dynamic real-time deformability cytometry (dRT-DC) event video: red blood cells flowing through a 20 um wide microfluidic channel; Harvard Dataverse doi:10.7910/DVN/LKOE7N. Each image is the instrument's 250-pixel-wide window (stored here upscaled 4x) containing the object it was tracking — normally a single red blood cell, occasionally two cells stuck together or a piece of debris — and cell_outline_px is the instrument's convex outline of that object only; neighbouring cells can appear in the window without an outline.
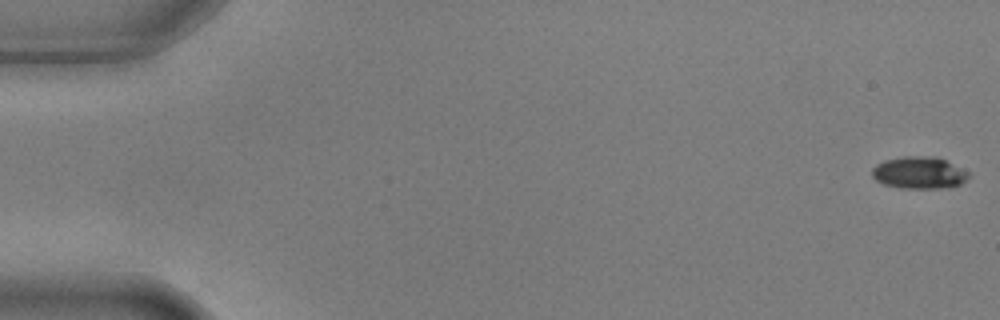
{"species": "common noctule bat (a hibernating species)", "species_latin": "Nyctalus noctula", "temperature_condition": "warm", "stored_images_in_passage": 9, "camera_frame_rate_fps": 3000, "um_per_image_px": 0.085, "animal": {"sex": "male", "body_mass_g": 17.9, "forearm_length_mm": 54.2}, "frame": {"image": 1, "passage_image": 1, "time_ms": 0.0, "image_size_px": [1000, 320], "cell_outline_px": [[968, 176], [960, 184], [948, 188], [900, 188], [884, 184], [876, 180], [872, 176], [872, 168], [876, 164], [884, 160], [904, 156], [936, 156], [968, 172]], "centroid_in_image_um": [78.08, 14.68], "position_along_channel_um": 6.9, "area_um2": 17.92}}
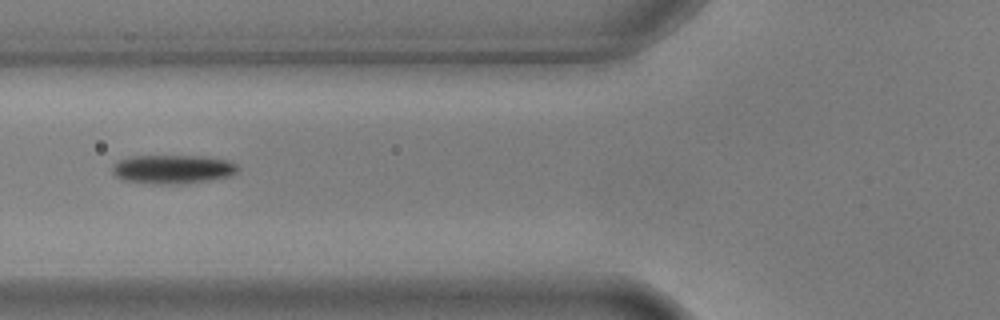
{"frame": {"image": 2, "passage_image": 7, "time_ms": 2.0, "image_size_px": [1000, 320], "cell_outline_px": [[240, 168], [232, 176], [208, 180], [180, 184], [152, 184], [124, 180], [116, 176], [112, 172], [112, 168], [120, 160], [132, 156], [204, 156], [228, 160], [236, 164]], "centroid_in_image_um": [14.72, 14.39], "position_along_channel_um": 111.1, "area_um2": 21.1}}
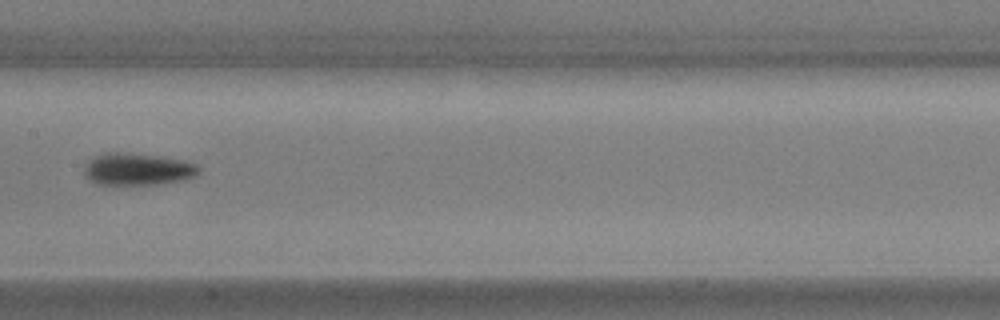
{"frame": {"image": 3, "passage_image": 9, "time_ms": 2.667, "image_size_px": [1000, 320], "cell_outline_px": [[200, 172], [196, 176], [184, 180], [160, 184], [96, 184], [88, 180], [84, 176], [84, 168], [88, 160], [104, 152], [128, 152], [164, 156], [188, 160], [200, 164]], "centroid_in_image_um": [11.75, 14.36], "position_along_channel_um": 195.6, "area_um2": 22.14}}